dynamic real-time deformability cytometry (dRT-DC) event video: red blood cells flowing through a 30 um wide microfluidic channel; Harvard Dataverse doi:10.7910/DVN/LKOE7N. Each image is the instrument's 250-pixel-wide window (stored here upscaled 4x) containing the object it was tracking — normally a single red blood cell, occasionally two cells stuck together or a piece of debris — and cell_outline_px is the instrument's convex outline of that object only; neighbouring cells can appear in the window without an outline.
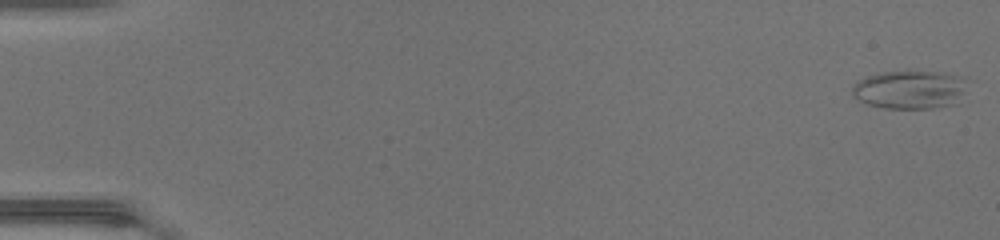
{"species": "common noctule bat (a hibernating species)", "species_latin": "Nyctalus noctula", "temperature_condition": "warm", "stored_images_in_passage": 48, "camera_frame_rate_fps": 3000, "um_per_image_px": 0.085, "animal": {"sex": "female", "body_mass_g": 17.0, "forearm_length_mm": 48.0}, "frame": {"image": 1, "passage_image": 1, "time_ms": 0.0, "image_size_px": [1000, 240], "cell_outline_px": [[976, 80], [956, 104], [932, 108], [884, 108], [868, 104], [852, 96], [852, 84], [856, 80], [880, 72], [908, 68], [948, 72], [964, 76]], "centroid_in_image_um": [77.48, 7.54], "position_along_channel_um": 7.5, "area_um2": 27.69}}
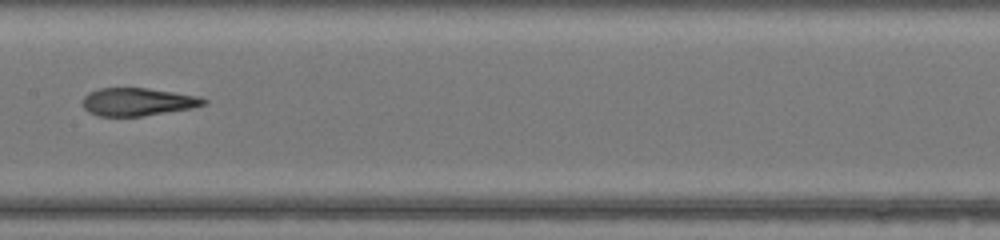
{"frame": {"image": 2, "passage_image": 26, "time_ms": 8.333, "image_size_px": [1000, 240], "cell_outline_px": [[208, 104], [192, 108], [144, 116], [100, 116], [88, 112], [84, 108], [84, 96], [88, 92], [100, 88], [148, 88], [200, 96], [208, 100]], "centroid_in_image_um": [11.75, 8.65], "position_along_channel_um": 195.7, "area_um2": 19.77}}
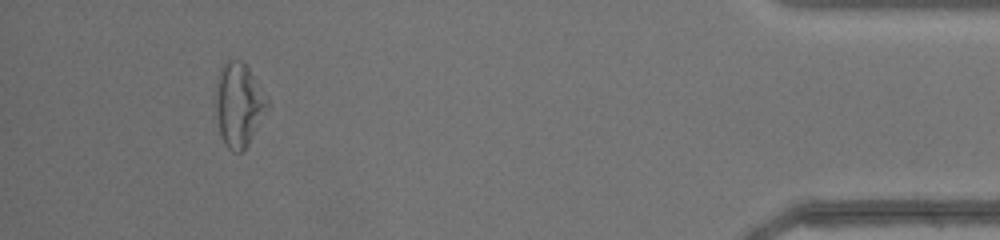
{"frame": {"image": 3, "passage_image": 45, "time_ms": 14.667, "image_size_px": [1000, 240], "cell_outline_px": [[268, 108], [248, 144], [240, 152], [232, 152], [228, 148], [220, 136], [212, 104], [216, 80], [224, 64], [228, 60], [240, 60], [248, 68], [268, 100]], "centroid_in_image_um": [20.22, 8.92], "position_along_channel_um": 415.0, "area_um2": 25.37}}